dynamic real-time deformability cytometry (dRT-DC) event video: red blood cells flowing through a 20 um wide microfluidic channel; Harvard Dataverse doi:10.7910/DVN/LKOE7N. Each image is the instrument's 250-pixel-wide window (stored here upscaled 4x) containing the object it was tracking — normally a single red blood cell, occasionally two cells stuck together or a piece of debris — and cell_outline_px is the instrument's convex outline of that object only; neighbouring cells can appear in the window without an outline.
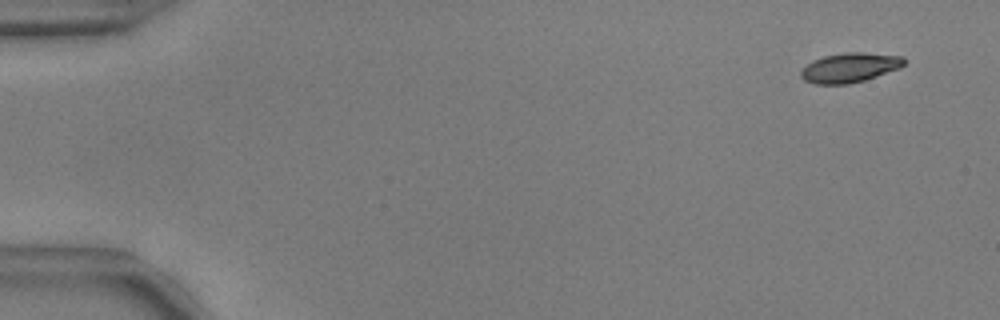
{"species": "common noctule bat (a hibernating species)", "species_latin": "Nyctalus noctula", "temperature_condition": "warm", "stored_images_in_passage": 9, "camera_frame_rate_fps": 3000, "um_per_image_px": 0.085, "animal": {"sex": "male", "body_mass_g": 17.9, "forearm_length_mm": 54.2}, "frame": {"image": 1, "passage_image": 4, "time_ms": 1.0, "image_size_px": [1000, 320], "cell_outline_px": [[904, 64], [900, 68], [864, 80], [848, 84], [816, 84], [804, 80], [800, 76], [800, 72], [812, 60], [824, 56], [844, 52], [864, 52], [904, 56]], "centroid_in_image_um": [72.23, 5.74], "position_along_channel_um": 12.8, "area_um2": 17.74}}